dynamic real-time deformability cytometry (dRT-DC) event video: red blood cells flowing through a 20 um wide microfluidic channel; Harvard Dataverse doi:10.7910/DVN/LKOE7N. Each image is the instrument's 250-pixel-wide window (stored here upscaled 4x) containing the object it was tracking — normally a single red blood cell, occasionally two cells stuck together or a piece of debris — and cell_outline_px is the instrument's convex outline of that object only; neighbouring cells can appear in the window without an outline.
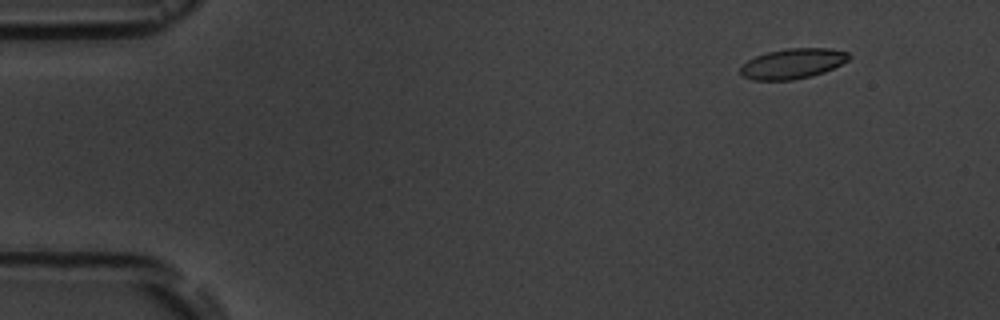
{"species": "common noctule bat (a hibernating species)", "species_latin": "Nyctalus noctula", "temperature_condition": "room temperature", "stored_images_in_passage": 15, "camera_frame_rate_fps": 3000, "um_per_image_px": 0.085, "animal": {"sex": "male", "body_mass_g": 19.5, "forearm_length_mm": 54.6}, "frame": {"image": 1, "passage_image": 2, "time_ms": 1.333, "image_size_px": [1000, 320], "cell_outline_px": [[852, 56], [848, 60], [824, 72], [812, 76], [792, 80], [752, 80], [744, 76], [740, 72], [740, 68], [748, 60], [756, 56], [768, 52], [784, 48], [828, 48], [848, 52]], "centroid_in_image_um": [67.39, 5.4], "position_along_channel_um": 17.6, "area_um2": 19.02}}
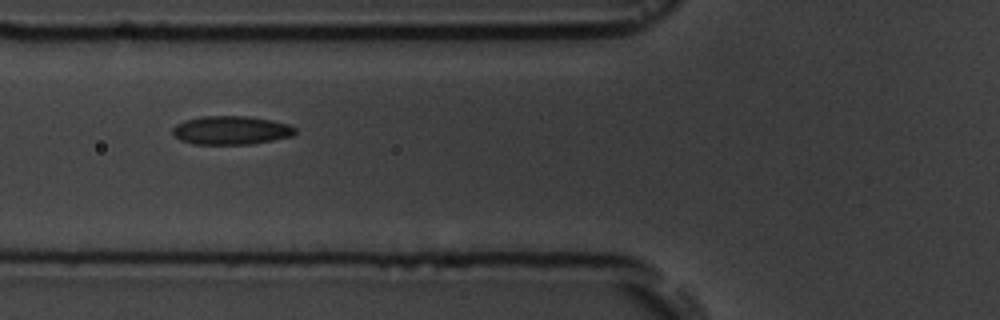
{"frame": {"image": 2, "passage_image": 6, "time_ms": 6.667, "image_size_px": [1000, 320], "cell_outline_px": [[296, 132], [292, 136], [252, 144], [192, 144], [180, 140], [172, 136], [172, 128], [176, 124], [184, 120], [204, 116], [248, 116], [288, 124], [296, 128]], "centroid_in_image_um": [19.59, 11.08], "position_along_channel_um": 106.2, "area_um2": 20.46}}
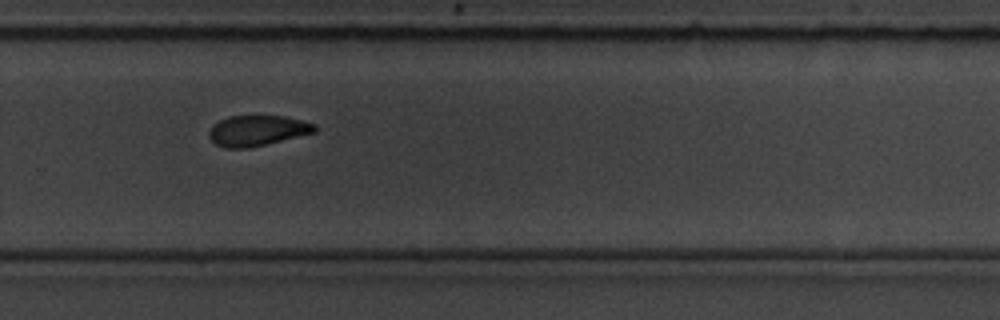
{"frame": {"image": 3, "passage_image": 11, "time_ms": 12.333, "image_size_px": [1000, 320], "cell_outline_px": [[316, 132], [248, 148], [224, 148], [216, 144], [208, 136], [208, 132], [220, 120], [228, 116], [284, 116], [316, 124]], "centroid_in_image_um": [21.87, 11.1], "position_along_channel_um": 307.9, "area_um2": 18.55}, "authors_computed_cell_mechanics": {"area_um2": 19.3052, "velocity_mm_per_s": 3.5676, "shape_relaxation_time_tau1_ms": 5.4992, "shape_relaxation_time_tau2_ms": 3.5568, "deformation_change_tau1": 0.1098, "deformation_change_tau2": 0.0606}}